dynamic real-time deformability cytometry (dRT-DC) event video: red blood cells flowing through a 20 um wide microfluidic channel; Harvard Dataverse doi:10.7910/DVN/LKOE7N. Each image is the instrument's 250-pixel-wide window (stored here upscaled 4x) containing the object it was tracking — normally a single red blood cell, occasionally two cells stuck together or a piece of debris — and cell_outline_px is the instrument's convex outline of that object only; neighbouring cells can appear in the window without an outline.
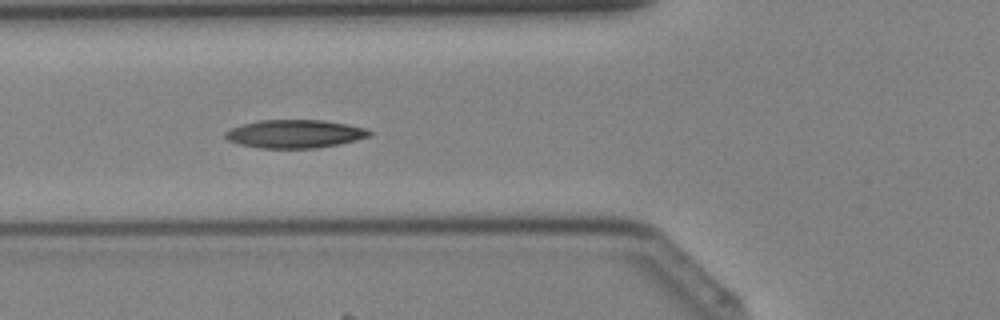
{"species": "Egyptian fruit bat (a non-hibernating species)", "species_latin": "Rousettus aegyptiacus", "temperature_condition": "cold", "stored_images_in_passage": 41, "camera_frame_rate_fps": 3000, "um_per_image_px": 0.085, "animal": {"sex": "female"}, "frame": {"image": 1, "passage_image": 15, "time_ms": 4.667, "image_size_px": [1000, 320], "cell_outline_px": [[372, 132], [368, 136], [356, 140], [316, 148], [264, 148], [240, 144], [228, 140], [224, 136], [224, 132], [240, 124], [260, 120], [324, 120], [348, 124], [368, 128]], "centroid_in_image_um": [25.06, 11.36], "position_along_channel_um": 100.7, "area_um2": 23.64}}
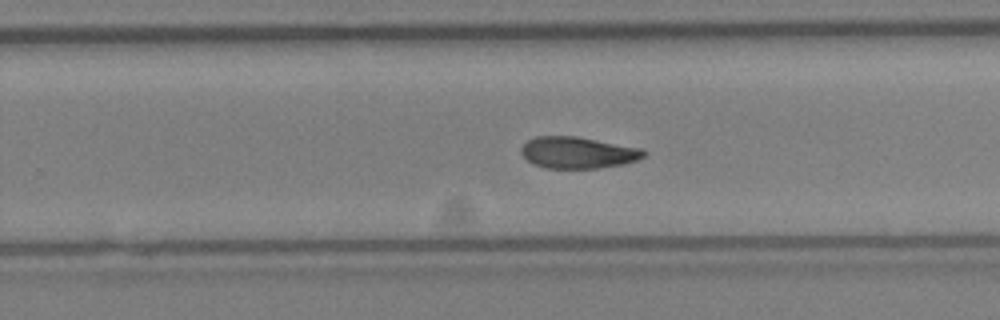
{"frame": {"image": 2, "passage_image": 26, "time_ms": 8.333, "image_size_px": [1000, 320], "cell_outline_px": [[648, 152], [644, 156], [636, 160], [624, 164], [596, 168], [548, 168], [532, 164], [520, 152], [520, 148], [528, 140], [536, 136], [576, 136], [640, 148]], "centroid_in_image_um": [49.1, 12.97], "position_along_channel_um": 280.7, "area_um2": 22.43}}
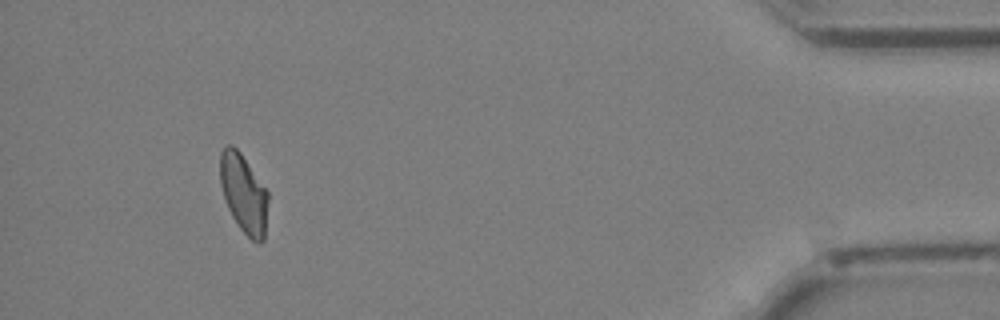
{"frame": {"image": 3, "passage_image": 38, "time_ms": 12.333, "image_size_px": [1000, 320], "cell_outline_px": [[268, 200], [264, 240], [260, 244], [256, 244], [240, 228], [232, 216], [224, 200], [220, 184], [220, 152], [228, 144], [232, 144], [240, 152], [268, 192]], "centroid_in_image_um": [20.7, 16.46], "position_along_channel_um": 414.5, "area_um2": 22.02}}